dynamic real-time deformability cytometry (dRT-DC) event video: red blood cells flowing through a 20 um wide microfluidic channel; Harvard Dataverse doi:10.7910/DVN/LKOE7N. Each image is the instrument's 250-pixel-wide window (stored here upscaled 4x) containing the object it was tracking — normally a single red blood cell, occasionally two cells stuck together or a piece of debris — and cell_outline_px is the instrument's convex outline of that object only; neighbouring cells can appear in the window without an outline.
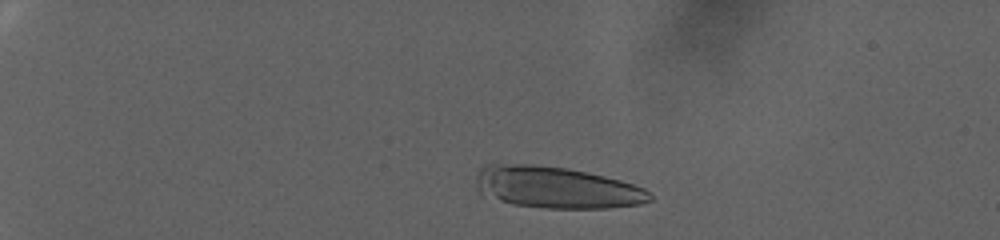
{"species": "human", "species_latin": "Homo sapiens", "temperature_condition": "warm", "stored_images_in_passage": 49, "camera_frame_rate_fps": 3000, "um_per_image_px": 0.085, "donor": {"sex": "female"}, "frame": {"image": 1, "passage_image": 8, "time_ms": 2.333, "image_size_px": [1000, 240], "cell_outline_px": [[652, 200], [640, 204], [608, 208], [544, 208], [512, 204], [480, 196], [476, 184], [476, 172], [484, 164], [532, 164], [568, 168], [604, 176], [620, 180], [644, 188], [652, 196]], "centroid_in_image_um": [47.22, 15.93], "position_along_channel_um": 37.8, "area_um2": 42.6}}
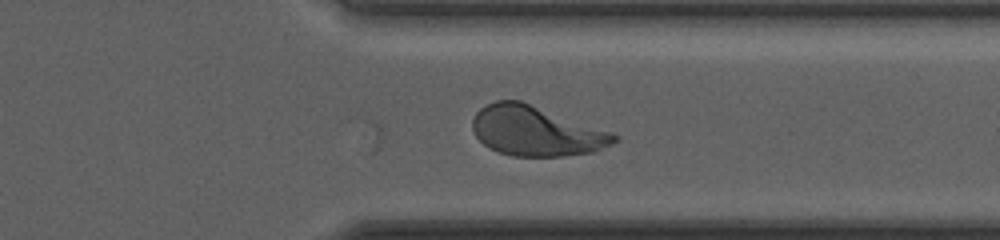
{"frame": {"image": 2, "passage_image": 37, "time_ms": 12.0, "image_size_px": [1000, 240], "cell_outline_px": [[620, 136], [612, 144], [592, 152], [560, 156], [512, 156], [500, 152], [484, 144], [476, 136], [472, 128], [472, 120], [476, 112], [480, 108], [496, 100], [520, 100], [612, 132]], "centroid_in_image_um": [45.55, 11.13], "position_along_channel_um": 365.8, "area_um2": 40.81}}
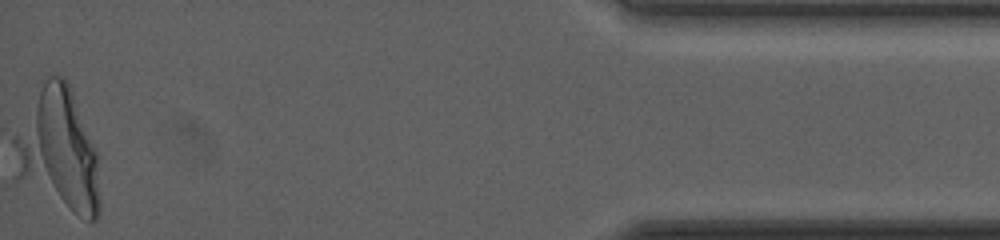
{"frame": {"image": 3, "passage_image": 49, "time_ms": 16.0, "image_size_px": [1000, 240], "cell_outline_px": [[100, 216], [96, 220], [88, 220], [72, 212], [12, 180], [12, 136], [44, 80], [48, 76], [64, 76], [72, 92], [96, 152], [100, 200]], "centroid_in_image_um": [4.86, 12.86], "position_along_channel_um": 430.3, "area_um2": 61.85}, "authors_computed_cell_mechanics": {"area_um2": 41.8472, "velocity_mm_per_s": 3.764, "shape_relaxation_time_tau1_ms": 0.0719, "shape_relaxation_time_tau2_ms": null, "deformation_change_tau1": 0.3298, "deformation_change_tau2": null}}